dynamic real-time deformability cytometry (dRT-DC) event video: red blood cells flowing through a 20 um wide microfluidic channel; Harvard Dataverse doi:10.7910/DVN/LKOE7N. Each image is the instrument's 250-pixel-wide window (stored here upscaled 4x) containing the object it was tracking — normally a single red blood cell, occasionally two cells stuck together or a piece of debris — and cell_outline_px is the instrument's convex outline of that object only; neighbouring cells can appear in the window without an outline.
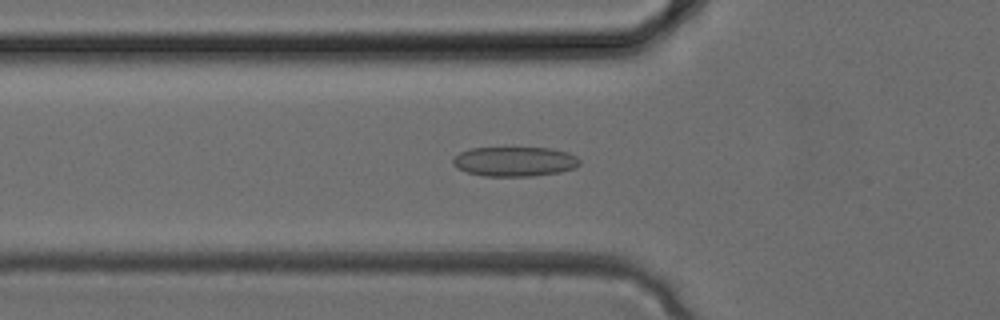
{"species": "common noctule bat (a hibernating species)", "species_latin": "Nyctalus noctula", "temperature_condition": "cold", "stored_images_in_passage": 29, "camera_frame_rate_fps": 3000, "um_per_image_px": 0.085, "animal": {"sex": "female", "body_mass_g": 24.6, "forearm_length_mm": 56.2}, "frame": {"image": 1, "passage_image": 9, "time_ms": 2.667, "image_size_px": [1000, 320], "cell_outline_px": [[580, 164], [576, 168], [560, 172], [532, 176], [484, 176], [468, 172], [456, 168], [452, 164], [452, 160], [460, 152], [468, 148], [552, 148], [568, 152], [576, 156], [580, 160]], "centroid_in_image_um": [43.76, 13.73], "position_along_channel_um": 82.0, "area_um2": 22.02}}
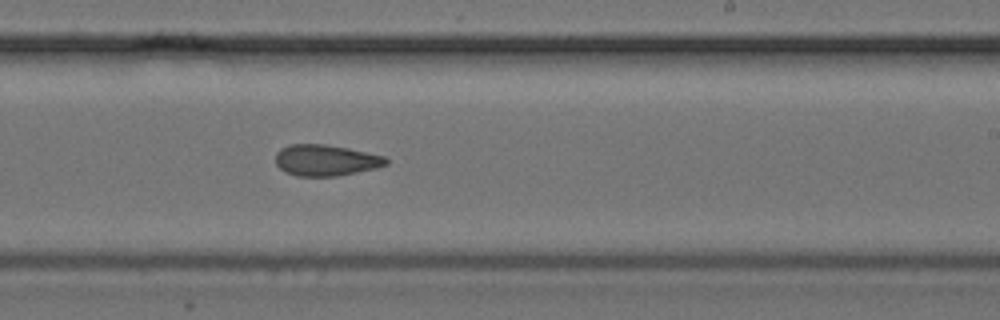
{"frame": {"image": 2, "passage_image": 18, "time_ms": 5.667, "image_size_px": [1000, 320], "cell_outline_px": [[388, 164], [376, 168], [336, 176], [296, 176], [284, 172], [276, 164], [276, 152], [280, 148], [288, 144], [324, 144], [348, 148], [384, 156], [388, 160]], "centroid_in_image_um": [27.65, 13.62], "position_along_channel_um": 261.3, "area_um2": 20.11}}
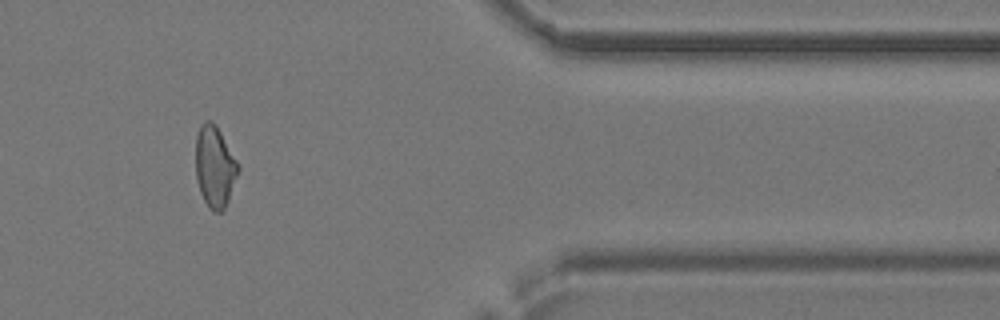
{"frame": {"image": 3, "passage_image": 26, "time_ms": 8.333, "image_size_px": [1000, 320], "cell_outline_px": [[240, 168], [228, 200], [224, 208], [220, 212], [212, 212], [208, 208], [200, 192], [196, 176], [196, 136], [200, 124], [204, 120], [212, 120], [216, 124], [236, 160]], "centroid_in_image_um": [18.24, 14.15], "position_along_channel_um": 393.2, "area_um2": 20.11}}